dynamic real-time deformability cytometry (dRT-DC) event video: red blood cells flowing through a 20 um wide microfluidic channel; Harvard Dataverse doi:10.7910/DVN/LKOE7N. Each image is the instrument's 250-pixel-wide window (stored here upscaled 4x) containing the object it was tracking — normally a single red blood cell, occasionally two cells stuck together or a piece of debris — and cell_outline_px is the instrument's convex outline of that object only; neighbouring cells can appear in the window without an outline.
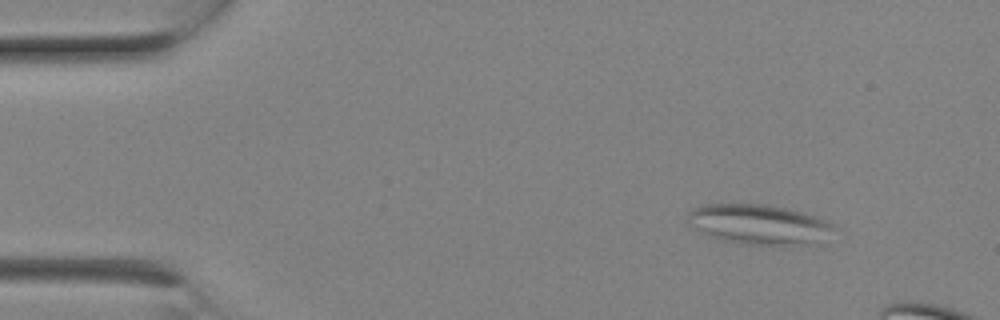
{"species": "Egyptian fruit bat (a non-hibernating species)", "species_latin": "Rousettus aegyptiacus", "temperature_condition": "room temperature", "stored_images_in_passage": 5, "camera_frame_rate_fps": 3000, "um_per_image_px": 0.085, "animal": {"sex": "female"}, "frame": {"image": 1, "passage_image": 1, "time_ms": 0.0, "image_size_px": [1000, 320], "cell_outline_px": [[832, 228], [820, 244], [740, 244], [708, 236], [692, 228], [688, 224], [688, 212], [692, 208], [704, 204], [764, 204], [788, 208], [804, 212], [816, 216], [832, 224]], "centroid_in_image_um": [64.45, 19.06], "position_along_channel_um": 20.6, "area_um2": 33.99}}